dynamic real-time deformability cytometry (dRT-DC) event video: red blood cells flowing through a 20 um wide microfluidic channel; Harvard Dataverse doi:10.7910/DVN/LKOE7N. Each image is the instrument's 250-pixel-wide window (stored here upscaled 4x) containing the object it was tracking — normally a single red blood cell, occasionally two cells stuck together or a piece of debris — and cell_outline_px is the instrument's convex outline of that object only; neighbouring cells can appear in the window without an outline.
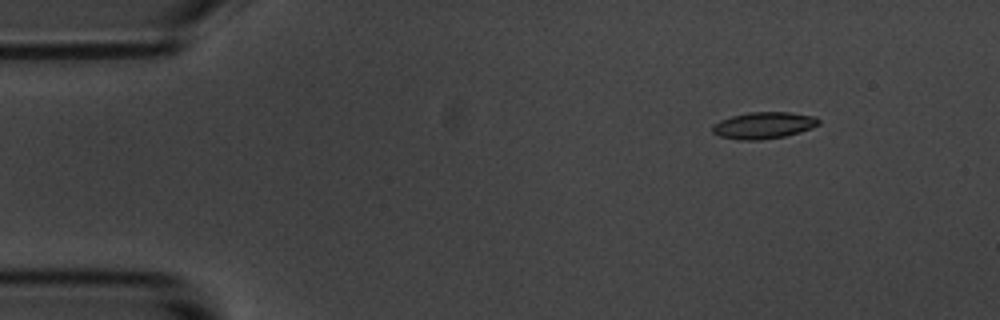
{"species": "common noctule bat (a hibernating species)", "species_latin": "Nyctalus noctula", "temperature_condition": "room temperature", "stored_images_in_passage": 4, "camera_frame_rate_fps": 3000, "um_per_image_px": 0.085, "animal": {"sex": "male", "body_mass_g": 20.1, "forearm_length_mm": 53.5}, "frame": {"image": 1, "passage_image": 2, "time_ms": 1.333, "image_size_px": [1000, 320], "cell_outline_px": [[820, 124], [812, 128], [800, 132], [784, 136], [760, 140], [736, 140], [720, 136], [712, 132], [712, 124], [720, 120], [732, 116], [748, 112], [788, 112], [816, 116], [820, 120]], "centroid_in_image_um": [64.91, 10.65], "position_along_channel_um": 20.1, "area_um2": 16.65}}